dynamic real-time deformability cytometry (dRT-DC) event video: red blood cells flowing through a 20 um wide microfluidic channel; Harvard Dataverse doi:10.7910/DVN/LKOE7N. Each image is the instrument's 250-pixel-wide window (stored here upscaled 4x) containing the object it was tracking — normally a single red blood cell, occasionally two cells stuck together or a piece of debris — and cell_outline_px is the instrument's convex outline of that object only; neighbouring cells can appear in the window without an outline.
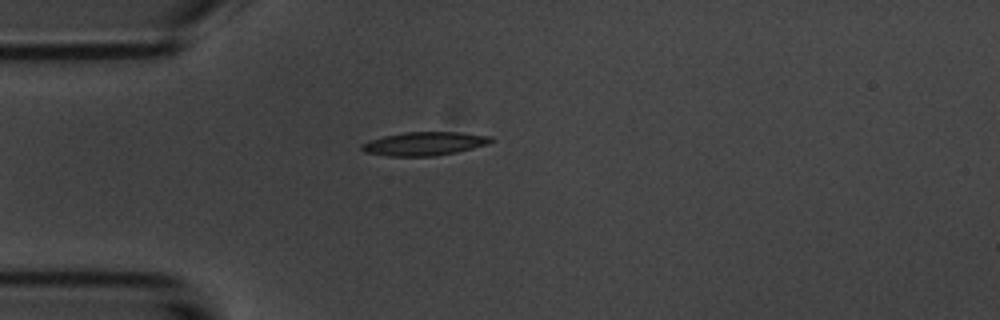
{"species": "common noctule bat (a hibernating species)", "species_latin": "Nyctalus noctula", "temperature_condition": "room temperature", "stored_images_in_passage": 1, "camera_frame_rate_fps": 3000, "um_per_image_px": 0.085, "animal": {"sex": "male", "body_mass_g": 20.1, "forearm_length_mm": 53.5}, "frame": {"image": 1, "passage_image": 1, "time_ms": 0.0, "image_size_px": [1000, 320], "cell_outline_px": [[496, 140], [488, 144], [456, 152], [432, 156], [388, 156], [364, 152], [360, 148], [360, 144], [368, 140], [384, 136], [404, 132], [456, 132], [492, 136]], "centroid_in_image_um": [36.05, 12.21], "position_along_channel_um": 48.9, "area_um2": 17.8}}